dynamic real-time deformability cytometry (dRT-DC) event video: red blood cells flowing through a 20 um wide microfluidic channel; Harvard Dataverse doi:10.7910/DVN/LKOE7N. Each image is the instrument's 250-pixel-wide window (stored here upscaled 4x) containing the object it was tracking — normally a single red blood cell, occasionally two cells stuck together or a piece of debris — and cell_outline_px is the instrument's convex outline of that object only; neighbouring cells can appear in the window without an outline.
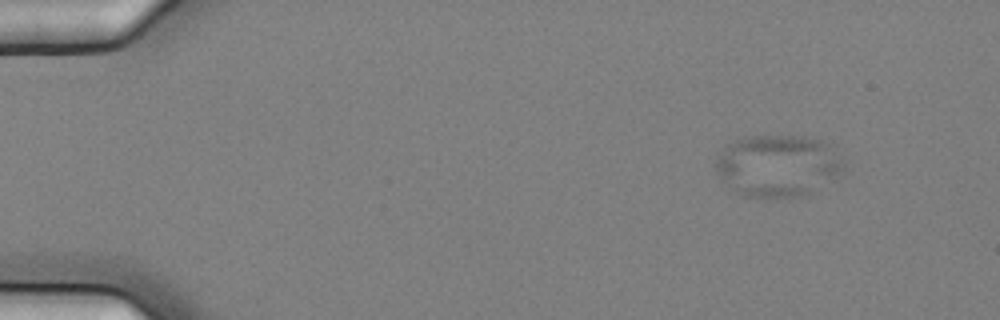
{"species": "common noctule bat (a hibernating species)", "species_latin": "Nyctalus noctula", "temperature_condition": "cold", "stored_images_in_passage": 5, "camera_frame_rate_fps": 3000, "um_per_image_px": 0.085, "animal": {"sex": "female", "body_mass_g": 25.1}, "frame": {"image": 1, "passage_image": 2, "time_ms": 0.333, "image_size_px": [1000, 320], "cell_outline_px": [[844, 168], [808, 192], [800, 196], [736, 196], [720, 180], [716, 172], [716, 160], [724, 148], [728, 144], [744, 136], [804, 136], [820, 140], [828, 144], [844, 160]], "centroid_in_image_um": [66.01, 14.06], "position_along_channel_um": 19.0, "area_um2": 45.49}}
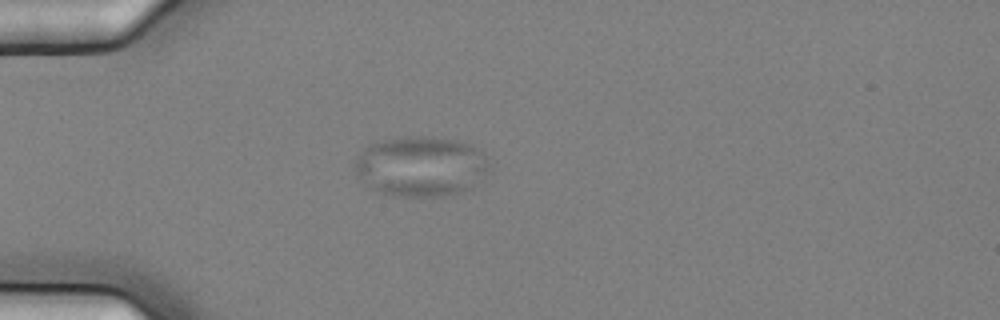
{"frame": {"image": 2, "passage_image": 5, "time_ms": 1.333, "image_size_px": [1000, 320], "cell_outline_px": [[488, 168], [464, 192], [444, 196], [396, 196], [372, 188], [356, 176], [356, 160], [364, 148], [372, 140], [404, 136], [424, 136], [460, 140], [472, 144], [484, 156]], "centroid_in_image_um": [35.71, 14.1], "position_along_channel_um": 49.3, "area_um2": 46.88}}